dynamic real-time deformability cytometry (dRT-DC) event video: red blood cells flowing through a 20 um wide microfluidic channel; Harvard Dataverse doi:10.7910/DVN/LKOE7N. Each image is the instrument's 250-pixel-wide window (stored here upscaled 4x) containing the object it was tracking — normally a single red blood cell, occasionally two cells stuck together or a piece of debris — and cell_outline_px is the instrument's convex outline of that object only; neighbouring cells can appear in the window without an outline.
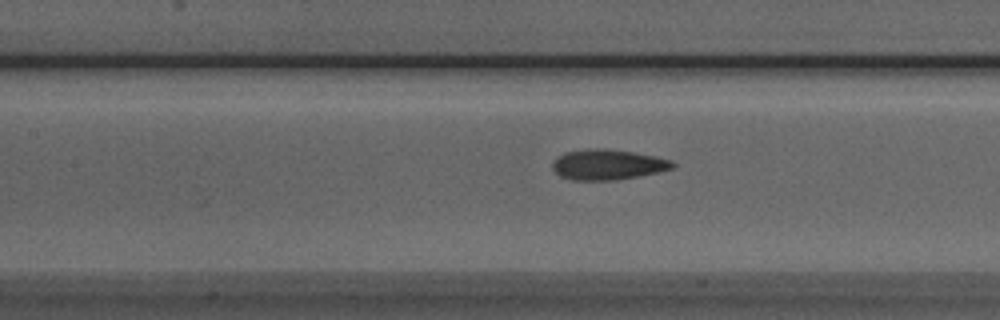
{"species": "Egyptian fruit bat (a non-hibernating species)", "species_latin": "Rousettus aegyptiacus", "temperature_condition": "room temperature", "stored_images_in_passage": 31, "camera_frame_rate_fps": 3000, "um_per_image_px": 0.085, "animal": {"sex": "male"}, "frame": {"image": 1, "passage_image": 11, "time_ms": 3.333, "image_size_px": [1000, 320], "cell_outline_px": [[676, 164], [672, 168], [656, 172], [636, 176], [612, 180], [572, 180], [560, 176], [552, 168], [552, 160], [564, 152], [588, 148], [604, 148], [632, 152], [656, 156], [672, 160]], "centroid_in_image_um": [51.61, 13.97], "position_along_channel_um": 155.8, "area_um2": 21.21}}
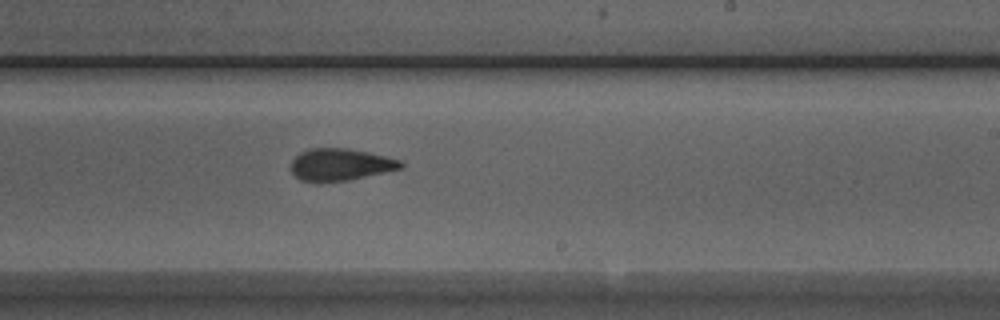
{"frame": {"image": 2, "passage_image": 19, "time_ms": 6.0, "image_size_px": [1000, 320], "cell_outline_px": [[404, 168], [348, 180], [320, 184], [300, 180], [292, 172], [292, 160], [300, 152], [308, 148], [348, 148], [368, 152], [404, 160]], "centroid_in_image_um": [28.95, 14.0], "position_along_channel_um": 260.0, "area_um2": 20.98}}
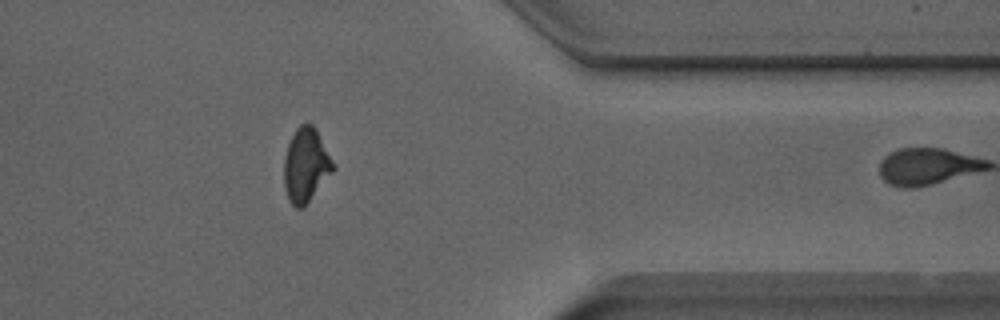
{"frame": {"image": 3, "passage_image": 30, "time_ms": 9.667, "image_size_px": [1000, 320], "cell_outline_px": [[336, 168], [304, 208], [296, 208], [288, 200], [284, 188], [284, 156], [288, 144], [296, 128], [300, 124], [312, 124], [316, 128]], "centroid_in_image_um": [25.99, 14.07], "position_along_channel_um": 385.4, "area_um2": 21.27}}